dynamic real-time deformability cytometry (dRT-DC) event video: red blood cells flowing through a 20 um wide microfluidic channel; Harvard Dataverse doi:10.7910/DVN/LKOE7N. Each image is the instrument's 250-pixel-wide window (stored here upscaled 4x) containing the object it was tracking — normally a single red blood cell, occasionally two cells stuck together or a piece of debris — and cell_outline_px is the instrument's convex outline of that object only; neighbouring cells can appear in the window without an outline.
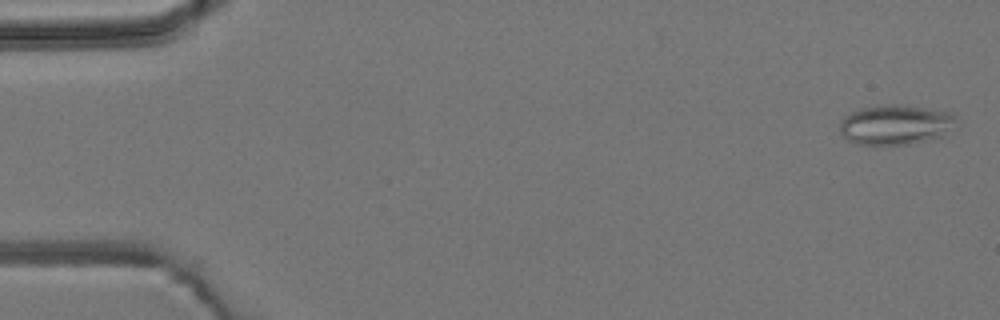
{"species": "common noctule bat (a hibernating species)", "species_latin": "Nyctalus noctula", "temperature_condition": "room temperature", "stored_images_in_passage": 4, "camera_frame_rate_fps": 3000, "um_per_image_px": 0.085, "animal": {"sex": "male", "body_mass_g": 19.2, "forearm_length_mm": 51.8}, "frame": {"image": 1, "passage_image": 4, "time_ms": 4.333, "image_size_px": [1000, 320], "cell_outline_px": [[956, 116], [944, 136], [908, 144], [856, 144], [848, 140], [840, 132], [840, 120], [844, 116], [860, 108], [888, 104], [892, 104], [952, 112]], "centroid_in_image_um": [76.06, 10.6], "position_along_channel_um": 8.9, "area_um2": 26.59}}